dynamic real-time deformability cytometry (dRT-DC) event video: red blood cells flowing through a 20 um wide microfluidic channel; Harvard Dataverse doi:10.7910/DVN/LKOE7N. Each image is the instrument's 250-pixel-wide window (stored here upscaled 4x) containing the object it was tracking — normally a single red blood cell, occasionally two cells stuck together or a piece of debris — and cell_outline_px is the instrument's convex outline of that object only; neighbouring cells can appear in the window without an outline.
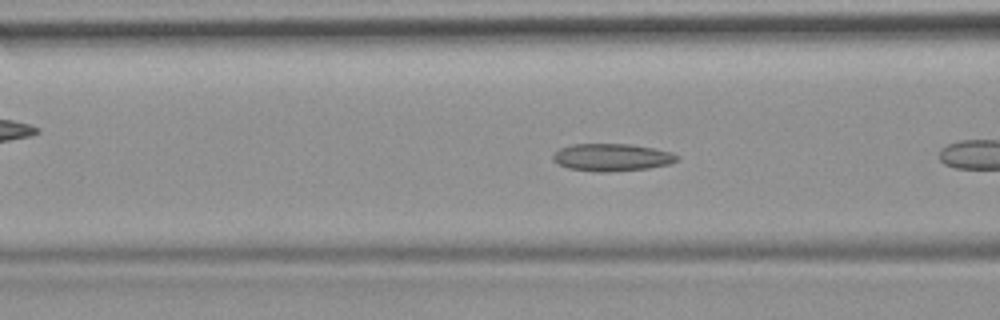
{"species": "common noctule bat (a hibernating species)", "species_latin": "Nyctalus noctula", "temperature_condition": "room temperature", "stored_images_in_passage": 8, "camera_frame_rate_fps": 3000, "um_per_image_px": 0.085, "animal": {"sex": "female", "body_mass_g": 19.9}, "frame": {"image": 1, "passage_image": 5, "time_ms": 1.333, "image_size_px": [1000, 320], "cell_outline_px": [[680, 160], [672, 164], [648, 168], [608, 172], [592, 172], [568, 168], [556, 164], [552, 160], [552, 156], [560, 148], [572, 144], [632, 144], [672, 152], [680, 156]], "centroid_in_image_um": [52.02, 13.38], "position_along_channel_um": 114.6, "area_um2": 20.17}}